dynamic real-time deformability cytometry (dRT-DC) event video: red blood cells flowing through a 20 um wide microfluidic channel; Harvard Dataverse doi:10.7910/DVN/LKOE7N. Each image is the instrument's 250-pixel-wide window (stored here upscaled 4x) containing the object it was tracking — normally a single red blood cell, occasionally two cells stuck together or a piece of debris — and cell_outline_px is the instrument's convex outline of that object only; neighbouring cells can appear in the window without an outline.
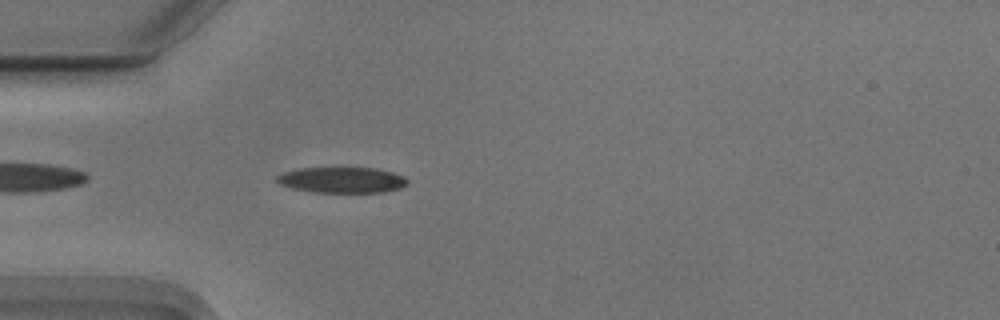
{"species": "Egyptian fruit bat (a non-hibernating species)", "species_latin": "Rousettus aegyptiacus", "temperature_condition": "cold", "stored_images_in_passage": 42, "camera_frame_rate_fps": 3000, "um_per_image_px": 0.085, "animal": {"sex": "male"}, "frame": {"image": 1, "passage_image": 3, "time_ms": 0.667, "image_size_px": [1000, 320], "cell_outline_px": [[408, 184], [400, 188], [384, 192], [316, 192], [292, 188], [280, 184], [276, 180], [276, 176], [284, 172], [300, 168], [336, 164], [376, 168], [392, 172], [404, 176], [408, 180]], "centroid_in_image_um": [29.07, 15.23], "position_along_channel_um": 55.9, "area_um2": 20.63}}
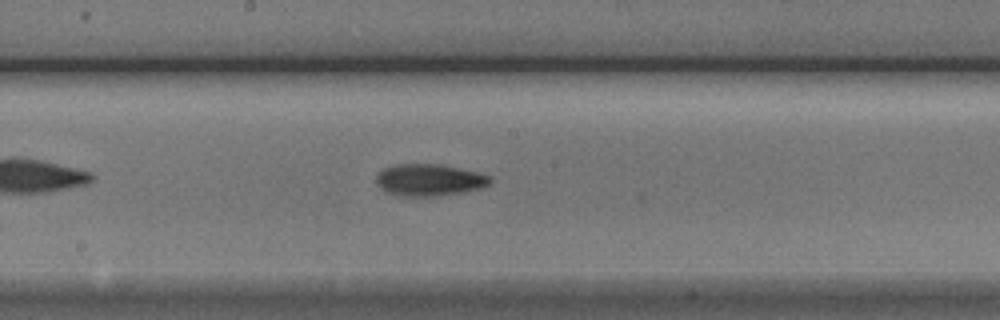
{"frame": {"image": 2, "passage_image": 16, "time_ms": 5.0, "image_size_px": [1000, 320], "cell_outline_px": [[492, 180], [488, 184], [480, 188], [464, 192], [436, 196], [396, 196], [380, 188], [376, 180], [376, 176], [384, 168], [392, 164], [440, 164], [476, 172], [492, 176]], "centroid_in_image_um": [36.47, 15.3], "position_along_channel_um": 211.7, "area_um2": 21.15}}
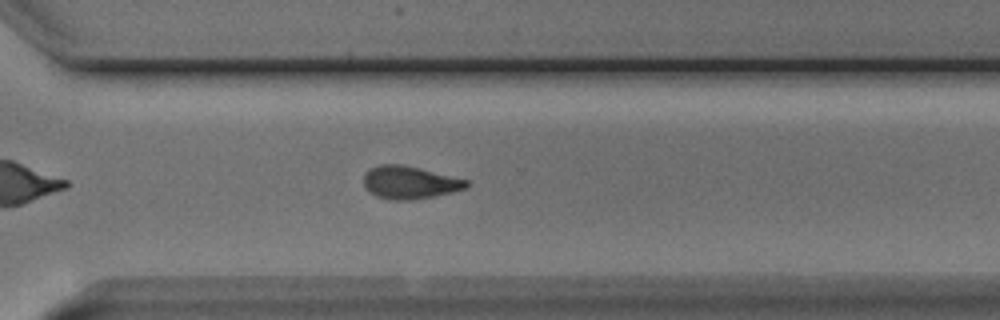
{"frame": {"image": 3, "passage_image": 26, "time_ms": 8.333, "image_size_px": [1000, 320], "cell_outline_px": [[468, 188], [452, 192], [412, 200], [392, 200], [376, 196], [364, 184], [364, 176], [368, 168], [380, 164], [400, 164], [420, 168], [468, 180]], "centroid_in_image_um": [34.83, 15.5], "position_along_channel_um": 335.8, "area_um2": 19.48}, "authors_computed_cell_mechanics": {"area_um2": 20.0277, "velocity_mm_per_s": 3.7272, "shape_relaxation_time_tau1_ms": 3.4256, "shape_relaxation_time_tau2_ms": 5.722, "deformation_change_tau1": 0.1508, "deformation_change_tau2": 0.1467}}